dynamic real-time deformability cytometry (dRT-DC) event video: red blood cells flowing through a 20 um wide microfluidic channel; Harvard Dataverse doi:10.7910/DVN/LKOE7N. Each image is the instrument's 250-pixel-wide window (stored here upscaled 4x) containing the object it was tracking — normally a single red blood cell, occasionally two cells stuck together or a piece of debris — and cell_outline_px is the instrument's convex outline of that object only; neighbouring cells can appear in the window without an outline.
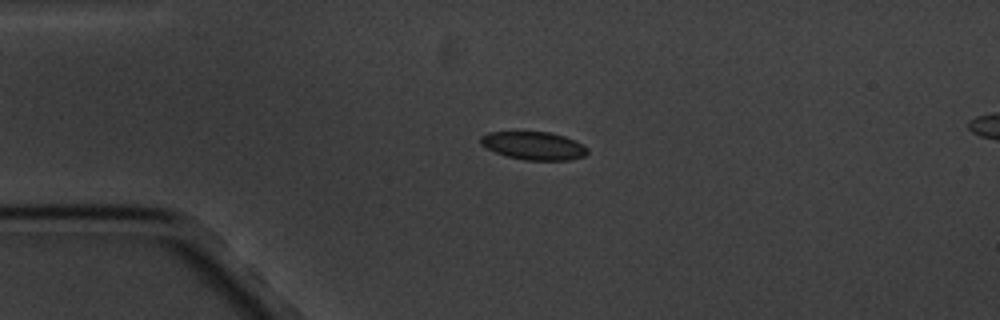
{"species": "common noctule bat (a hibernating species)", "species_latin": "Nyctalus noctula", "temperature_condition": "cold", "stored_images_in_passage": 6, "camera_frame_rate_fps": 3000, "um_per_image_px": 0.085, "animal": {"sex": "male", "body_mass_g": 20.1, "forearm_length_mm": 53.5}, "frame": {"image": 1, "passage_image": 4, "time_ms": 3.333, "image_size_px": [1000, 320], "cell_outline_px": [[588, 152], [584, 156], [572, 160], [524, 160], [508, 156], [496, 152], [480, 144], [480, 136], [488, 132], [548, 132], [564, 136], [588, 148]], "centroid_in_image_um": [45.36, 12.39], "position_along_channel_um": 39.6, "area_um2": 17.28}}
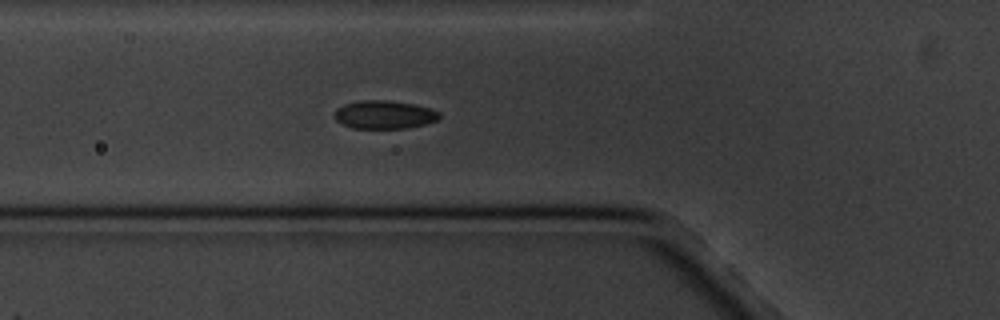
{"frame": {"image": 2, "passage_image": 6, "time_ms": 5.667, "image_size_px": [1000, 320], "cell_outline_px": [[440, 116], [436, 120], [424, 124], [408, 128], [352, 128], [340, 124], [332, 116], [336, 108], [344, 104], [360, 100], [388, 100], [412, 104], [428, 108], [440, 112]], "centroid_in_image_um": [32.59, 9.75], "position_along_channel_um": 93.2, "area_um2": 17.34}}